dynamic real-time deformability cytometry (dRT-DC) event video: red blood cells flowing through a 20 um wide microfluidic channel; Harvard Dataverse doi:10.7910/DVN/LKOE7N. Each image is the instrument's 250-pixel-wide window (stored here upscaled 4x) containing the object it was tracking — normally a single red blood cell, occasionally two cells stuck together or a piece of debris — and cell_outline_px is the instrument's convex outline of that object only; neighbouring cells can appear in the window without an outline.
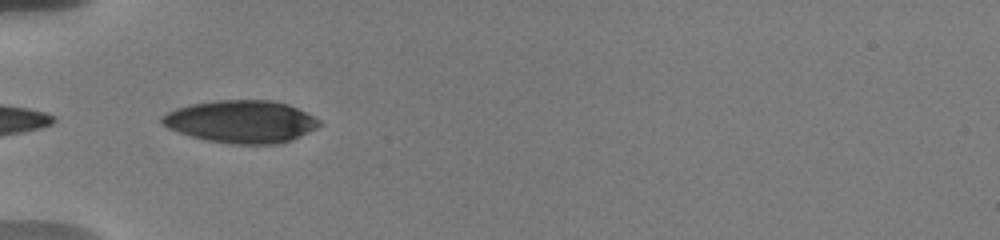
{"species": "human", "species_latin": "Homo sapiens", "temperature_condition": "warm", "stored_images_in_passage": 37, "camera_frame_rate_fps": 3000, "um_per_image_px": 0.085, "donor": {"sex": "male"}, "frame": {"image": 1, "passage_image": 1, "time_ms": 0.0, "image_size_px": [1000, 240], "cell_outline_px": [[324, 124], [292, 140], [280, 144], [232, 144], [208, 140], [192, 136], [168, 128], [160, 120], [160, 116], [176, 108], [192, 104], [216, 100], [272, 100], [288, 104], [320, 120]], "centroid_in_image_um": [20.52, 10.33], "position_along_channel_um": 64.5, "area_um2": 38.84}}
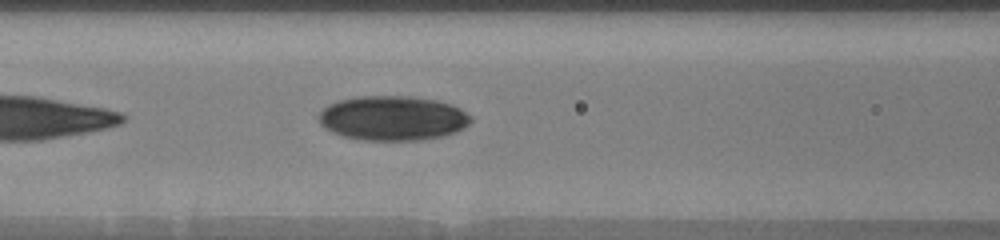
{"frame": {"image": 2, "passage_image": 7, "time_ms": 2.0, "image_size_px": [1000, 240], "cell_outline_px": [[472, 120], [464, 128], [456, 132], [440, 136], [420, 140], [356, 140], [332, 132], [324, 128], [320, 124], [320, 112], [328, 104], [336, 100], [356, 96], [412, 96], [436, 100], [452, 104], [460, 108], [472, 116]], "centroid_in_image_um": [33.38, 10.03], "position_along_channel_um": 133.2, "area_um2": 39.82}}
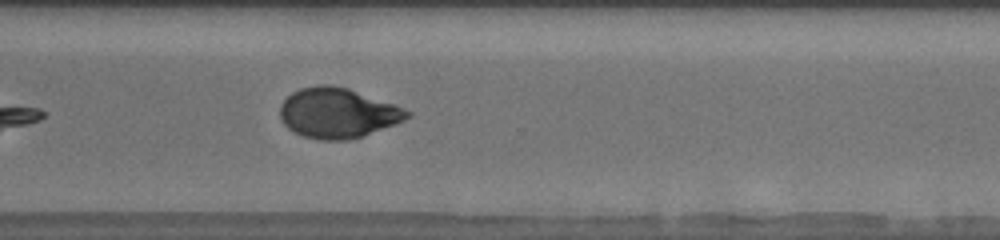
{"frame": {"image": 3, "passage_image": 24, "time_ms": 7.667, "image_size_px": [1000, 240], "cell_outline_px": [[412, 116], [404, 120], [360, 136], [344, 140], [320, 140], [304, 136], [288, 128], [284, 124], [280, 116], [280, 104], [292, 92], [300, 88], [316, 84], [332, 84], [348, 88], [404, 108], [412, 112]], "centroid_in_image_um": [28.67, 9.58], "position_along_channel_um": 341.9, "area_um2": 36.76}, "authors_computed_cell_mechanics": {"area_um2": 37.3388, "velocity_mm_per_s": 3.6965, "shape_relaxation_time_tau1_ms": 6.1977, "shape_relaxation_time_tau2_ms": 1.7369, "deformation_change_tau1": 0.1716, "deformation_change_tau2": 0.0478}}